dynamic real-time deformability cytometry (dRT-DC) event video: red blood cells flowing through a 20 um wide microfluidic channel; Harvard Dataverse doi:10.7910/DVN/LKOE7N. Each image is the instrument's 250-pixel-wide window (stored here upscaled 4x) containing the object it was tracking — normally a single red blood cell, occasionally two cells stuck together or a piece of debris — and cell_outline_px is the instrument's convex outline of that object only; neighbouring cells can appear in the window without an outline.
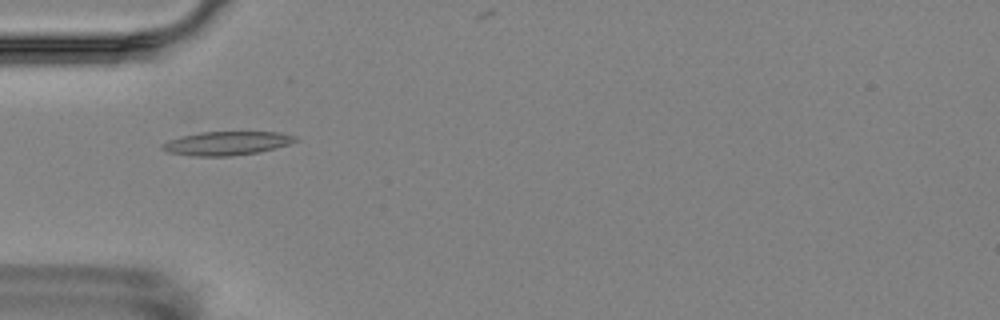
{"species": "Egyptian fruit bat (a non-hibernating species)", "species_latin": "Rousettus aegyptiacus", "temperature_condition": "room temperature", "stored_images_in_passage": 12, "camera_frame_rate_fps": 3000, "um_per_image_px": 0.085, "animal": {"sex": "female"}, "frame": {"image": 1, "passage_image": 1, "time_ms": 0.0, "image_size_px": [1000, 320], "cell_outline_px": [[300, 140], [276, 148], [260, 152], [232, 156], [192, 156], [168, 152], [160, 148], [160, 144], [168, 140], [200, 132], [280, 132], [296, 136]], "centroid_in_image_um": [19.29, 12.18], "position_along_channel_um": 65.7, "area_um2": 18.5}}
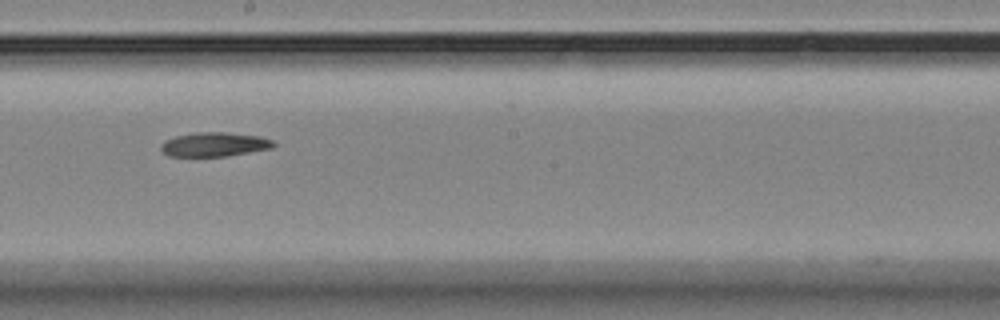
{"frame": {"image": 2, "passage_image": 5, "time_ms": 4.667, "image_size_px": [1000, 320], "cell_outline_px": [[276, 144], [272, 148], [224, 156], [168, 156], [160, 148], [160, 144], [164, 140], [176, 136], [196, 132], [228, 132], [260, 136], [272, 140]], "centroid_in_image_um": [18.21, 12.26], "position_along_channel_um": 230.0, "area_um2": 15.84}}
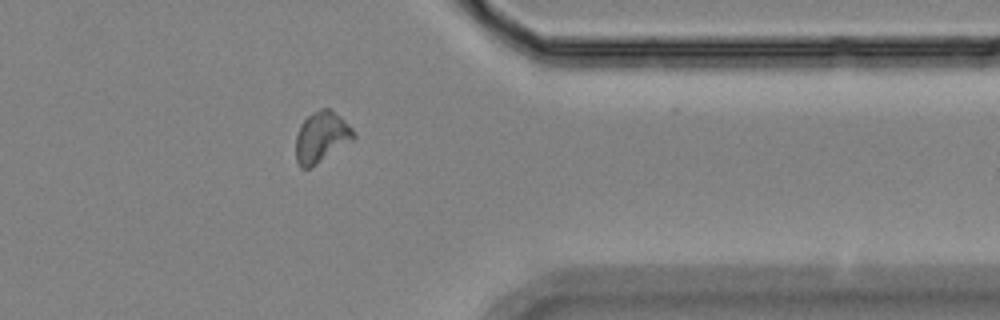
{"frame": {"image": 3, "passage_image": 9, "time_ms": 9.333, "image_size_px": [1000, 320], "cell_outline_px": [[356, 136], [352, 140], [316, 164], [308, 168], [300, 168], [296, 160], [296, 136], [300, 124], [312, 112], [320, 108], [328, 108], [340, 116], [356, 132]], "centroid_in_image_um": [27.31, 11.63], "position_along_channel_um": 384.1, "area_um2": 16.94}}